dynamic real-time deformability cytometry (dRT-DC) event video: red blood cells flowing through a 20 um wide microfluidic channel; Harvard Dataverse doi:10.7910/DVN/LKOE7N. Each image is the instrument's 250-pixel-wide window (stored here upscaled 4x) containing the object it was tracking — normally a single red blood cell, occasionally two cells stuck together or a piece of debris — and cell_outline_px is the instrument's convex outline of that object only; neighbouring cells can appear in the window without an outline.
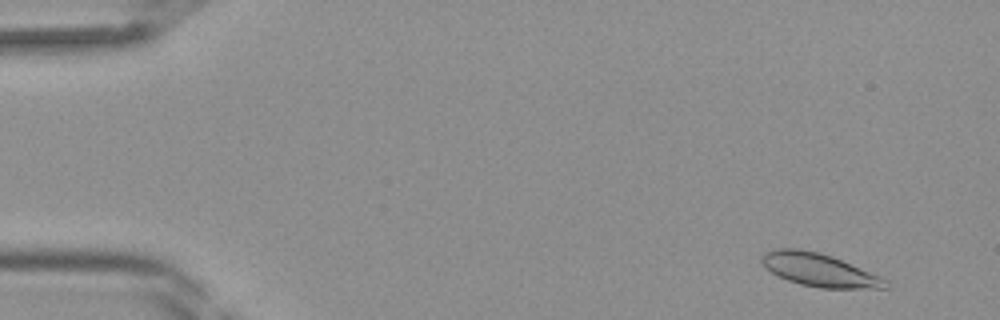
{"species": "Egyptian fruit bat (a non-hibernating species)", "species_latin": "Rousettus aegyptiacus", "temperature_condition": "room temperature", "stored_images_in_passage": 42, "camera_frame_rate_fps": 3000, "um_per_image_px": 0.085, "frame": {"image": 1, "passage_image": 3, "time_ms": 0.667, "image_size_px": [1000, 320], "cell_outline_px": [[888, 288], [820, 288], [800, 284], [788, 280], [772, 272], [760, 260], [760, 256], [764, 252], [780, 248], [796, 248], [820, 252], [832, 256], [880, 276], [888, 280]], "centroid_in_image_um": [69.64, 22.94], "position_along_channel_um": 15.4, "area_um2": 23.64}}
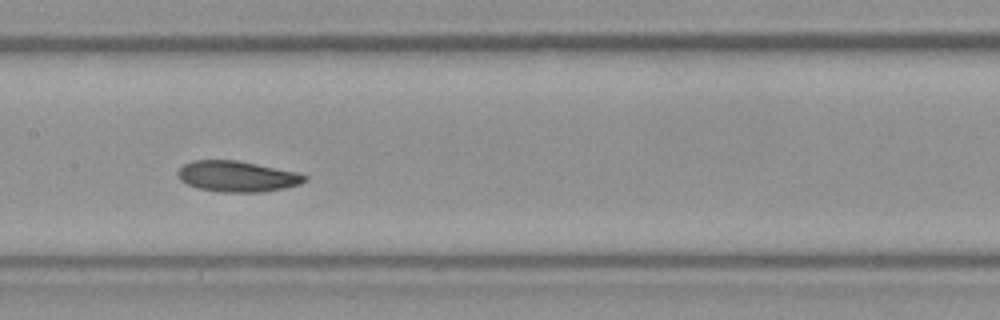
{"frame": {"image": 2, "passage_image": 21, "time_ms": 6.667, "image_size_px": [1000, 320], "cell_outline_px": [[308, 180], [300, 184], [284, 188], [264, 192], [220, 192], [196, 188], [180, 180], [176, 172], [184, 164], [192, 160], [236, 160], [296, 172], [308, 176]], "centroid_in_image_um": [20.15, 15.0], "position_along_channel_um": 187.3, "area_um2": 22.83}}
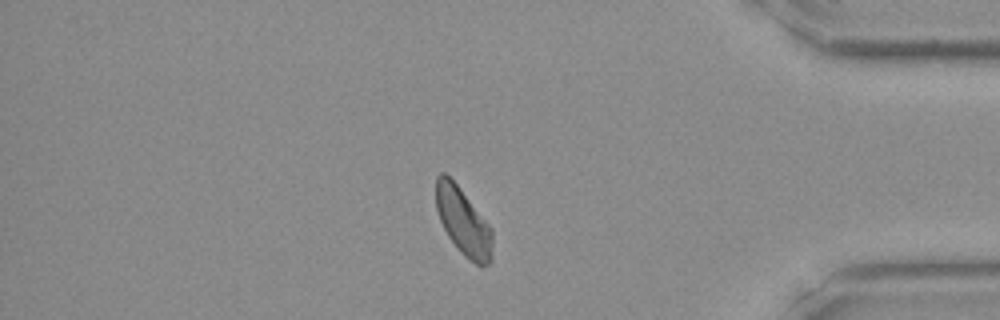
{"frame": {"image": 3, "passage_image": 36, "time_ms": 11.667, "image_size_px": [1000, 320], "cell_outline_px": [[492, 260], [488, 264], [480, 268], [464, 256], [460, 252], [448, 236], [440, 220], [436, 208], [436, 176], [440, 172], [444, 172], [460, 188], [492, 228]], "centroid_in_image_um": [39.38, 18.87], "position_along_channel_um": 395.8, "area_um2": 22.2}}